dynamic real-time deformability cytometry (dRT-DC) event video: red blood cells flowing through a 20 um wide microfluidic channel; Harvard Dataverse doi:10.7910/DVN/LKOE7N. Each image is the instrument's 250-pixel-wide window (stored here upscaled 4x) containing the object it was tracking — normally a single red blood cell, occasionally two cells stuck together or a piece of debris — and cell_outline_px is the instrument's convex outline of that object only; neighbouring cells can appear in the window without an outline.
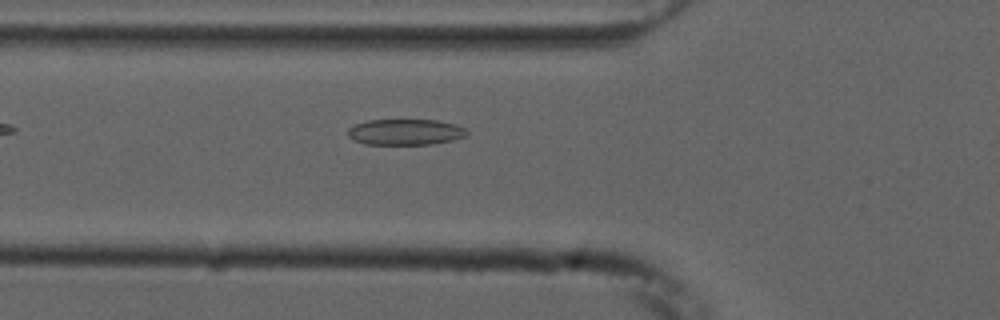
{"species": "common noctule bat (a hibernating species)", "species_latin": "Nyctalus noctula", "temperature_condition": "cold", "stored_images_in_passage": 30, "camera_frame_rate_fps": 3000, "um_per_image_px": 0.085, "animal": {"sex": "male", "forearm_length_mm": 52.5}, "frame": {"image": 1, "passage_image": 5, "time_ms": 1.333, "image_size_px": [1000, 320], "cell_outline_px": [[468, 136], [452, 140], [432, 144], [364, 144], [348, 136], [348, 128], [356, 124], [368, 120], [436, 120], [456, 124], [464, 128], [468, 132]], "centroid_in_image_um": [34.48, 11.22], "position_along_channel_um": 91.3, "area_um2": 17.92}}
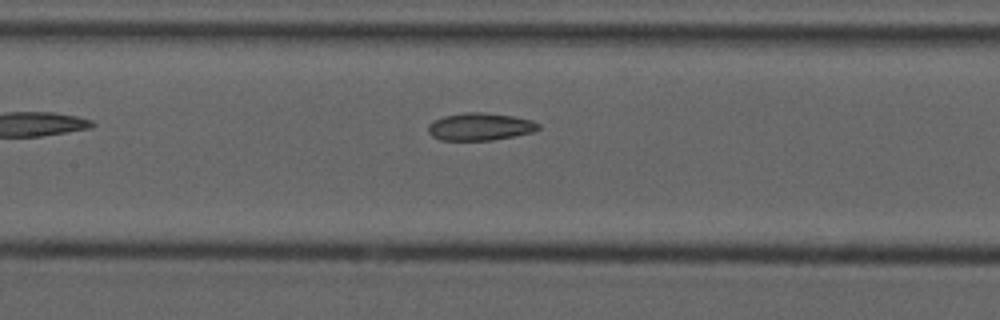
{"frame": {"image": 2, "passage_image": 11, "time_ms": 3.333, "image_size_px": [1000, 320], "cell_outline_px": [[540, 128], [532, 132], [492, 140], [440, 140], [432, 136], [428, 132], [428, 124], [432, 120], [444, 116], [464, 112], [484, 112], [512, 116], [532, 120], [540, 124]], "centroid_in_image_um": [40.77, 10.76], "position_along_channel_um": 166.6, "area_um2": 17.69}}
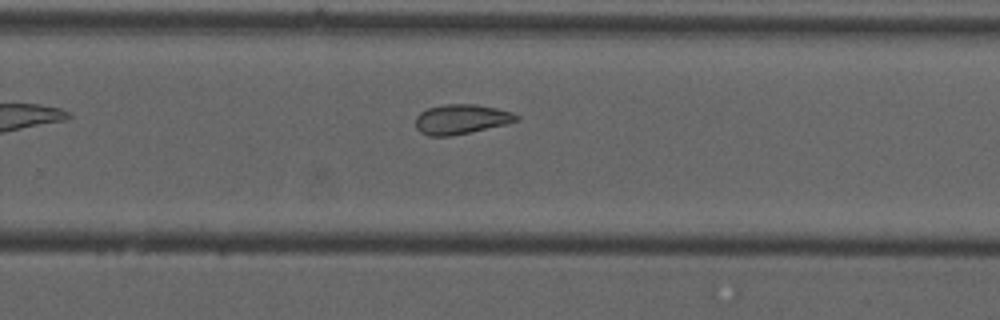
{"frame": {"image": 3, "passage_image": 21, "time_ms": 6.667, "image_size_px": [1000, 320], "cell_outline_px": [[520, 120], [508, 124], [452, 136], [428, 136], [420, 132], [416, 128], [416, 116], [420, 112], [428, 108], [444, 104], [476, 104], [496, 108], [512, 112], [520, 116]], "centroid_in_image_um": [39.22, 10.14], "position_along_channel_um": 290.6, "area_um2": 17.69}, "authors_computed_cell_mechanics": {"area_um2": 17.7735, "velocity_mm_per_s": 3.738, "shape_relaxation_time_tau1_ms": 4.9641, "shape_relaxation_time_tau2_ms": 2.7226, "deformation_change_tau1": 0.1106, "deformation_change_tau2": 0.0891}}